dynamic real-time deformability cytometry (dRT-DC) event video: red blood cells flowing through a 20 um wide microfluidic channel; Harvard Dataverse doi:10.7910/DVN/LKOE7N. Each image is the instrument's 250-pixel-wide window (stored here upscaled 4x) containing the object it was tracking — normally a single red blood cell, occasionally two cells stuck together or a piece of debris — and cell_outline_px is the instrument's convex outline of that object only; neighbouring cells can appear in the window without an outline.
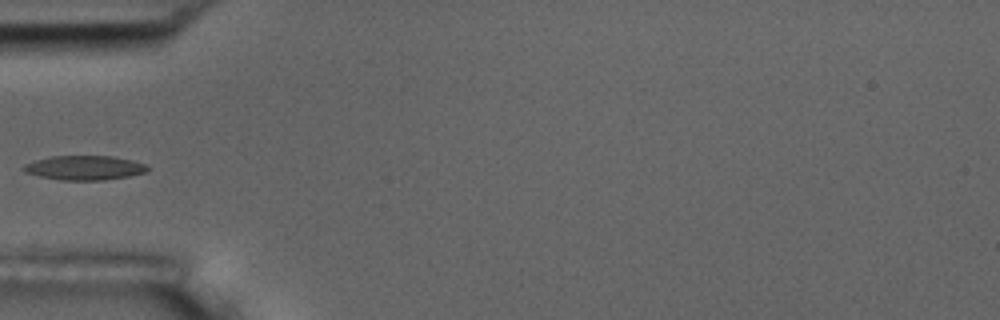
{"species": "common noctule bat (a hibernating species)", "species_latin": "Nyctalus noctula", "temperature_condition": "room temperature", "stored_images_in_passage": 4, "segment_of_instrument_passage": [2, 2], "camera_frame_rate_fps": 3000, "um_per_image_px": 0.085, "animal": {"sex": "male", "body_mass_g": 17.5, "forearm_length_mm": 52.3}, "frame": {"image": 1, "passage_image": 4, "time_ms": 3.333, "image_size_px": [1000, 320], "cell_outline_px": [[148, 168], [144, 172], [128, 176], [104, 180], [60, 180], [40, 176], [24, 172], [20, 168], [24, 164], [36, 160], [52, 156], [112, 156], [132, 160], [148, 164]], "centroid_in_image_um": [7.16, 14.26], "position_along_channel_um": 77.8, "area_um2": 17.57}}